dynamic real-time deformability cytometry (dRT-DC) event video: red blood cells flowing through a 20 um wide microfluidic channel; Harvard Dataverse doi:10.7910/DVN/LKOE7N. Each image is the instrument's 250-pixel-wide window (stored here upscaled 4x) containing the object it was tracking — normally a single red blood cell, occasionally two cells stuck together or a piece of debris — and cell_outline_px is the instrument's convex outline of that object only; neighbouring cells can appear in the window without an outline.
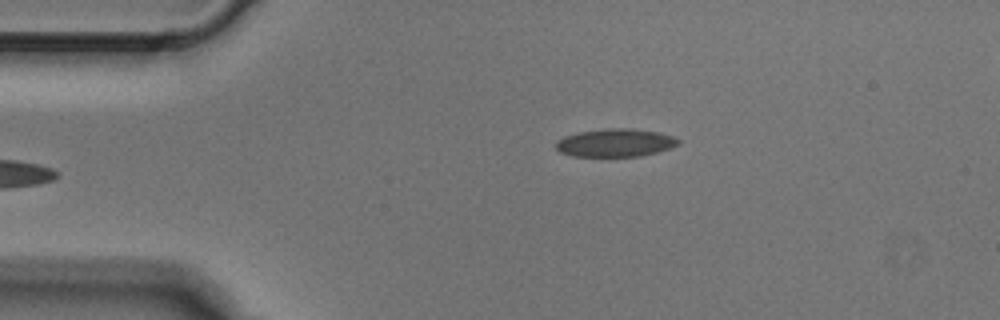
{"species": "Egyptian fruit bat (a non-hibernating species)", "species_latin": "Rousettus aegyptiacus", "temperature_condition": "cold", "stored_images_in_passage": 4, "camera_frame_rate_fps": 3000, "um_per_image_px": 0.085, "animal": {"sex": "male"}, "frame": {"image": 1, "passage_image": 4, "time_ms": 1.0, "image_size_px": [1000, 320], "cell_outline_px": [[680, 144], [656, 152], [640, 156], [572, 156], [560, 152], [556, 148], [556, 140], [564, 136], [576, 132], [604, 128], [632, 128], [656, 132], [672, 136], [680, 140]], "centroid_in_image_um": [52.26, 12.12], "position_along_channel_um": 32.7, "area_um2": 20.0}}